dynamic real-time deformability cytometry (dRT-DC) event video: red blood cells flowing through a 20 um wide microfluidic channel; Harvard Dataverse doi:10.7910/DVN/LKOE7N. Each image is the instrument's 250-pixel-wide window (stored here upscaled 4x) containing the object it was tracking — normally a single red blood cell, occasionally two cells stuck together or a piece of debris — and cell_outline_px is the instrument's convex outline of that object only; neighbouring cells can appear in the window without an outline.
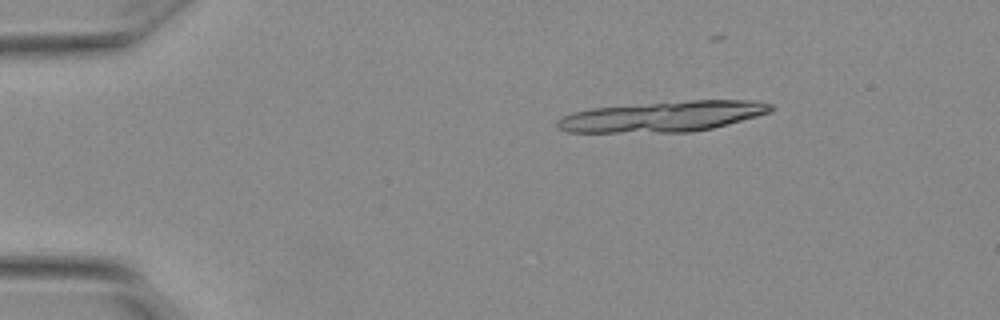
{"species": "Egyptian fruit bat (a non-hibernating species)", "species_latin": "Rousettus aegyptiacus", "temperature_condition": "warm", "stored_images_in_passage": 5, "camera_frame_rate_fps": 3000, "um_per_image_px": 0.085, "animal": {"sex": "female"}, "frame": {"image": 1, "passage_image": 3, "time_ms": 0.667, "image_size_px": [1000, 320], "cell_outline_px": [[772, 108], [768, 112], [756, 116], [712, 128], [692, 132], [568, 132], [560, 128], [556, 124], [556, 120], [572, 112], [592, 108], [692, 100], [756, 100], [772, 104]], "centroid_in_image_um": [56.34, 9.9], "position_along_channel_um": 28.7, "area_um2": 37.57}}
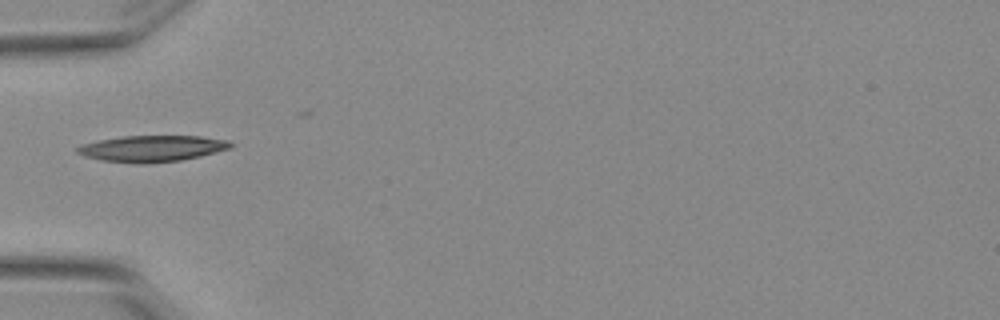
{"frame": {"image": 2, "passage_image": 5, "time_ms": 1.333, "image_size_px": [1000, 320], "cell_outline_px": [[232, 148], [200, 156], [180, 160], [148, 164], [140, 164], [100, 160], [84, 156], [76, 152], [76, 148], [80, 144], [96, 140], [120, 136], [200, 136], [228, 140], [232, 144]], "centroid_in_image_um": [12.88, 12.62], "position_along_channel_um": 72.1, "area_um2": 23.7}}